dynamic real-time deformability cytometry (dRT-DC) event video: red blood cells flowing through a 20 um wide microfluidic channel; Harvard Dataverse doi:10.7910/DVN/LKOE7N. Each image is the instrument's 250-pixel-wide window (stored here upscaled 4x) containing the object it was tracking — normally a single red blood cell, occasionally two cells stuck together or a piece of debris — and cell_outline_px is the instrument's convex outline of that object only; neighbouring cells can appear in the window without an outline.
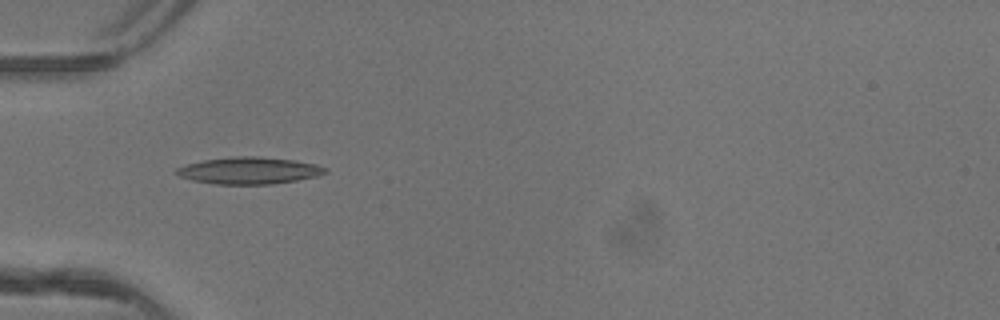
{"species": "common noctule bat (a hibernating species)", "species_latin": "Nyctalus noctula", "temperature_condition": "warm", "stored_images_in_passage": 35, "camera_frame_rate_fps": 3000, "um_per_image_px": 0.085, "animal": {"sex": "female"}, "frame": {"image": 1, "passage_image": 2, "time_ms": 0.333, "image_size_px": [1000, 320], "cell_outline_px": [[328, 172], [316, 176], [296, 180], [272, 184], [216, 184], [192, 180], [180, 176], [176, 172], [176, 168], [188, 164], [204, 160], [236, 156], [256, 156], [292, 160], [316, 164], [328, 168]], "centroid_in_image_um": [21.2, 14.5], "position_along_channel_um": 63.8, "area_um2": 23.06}}
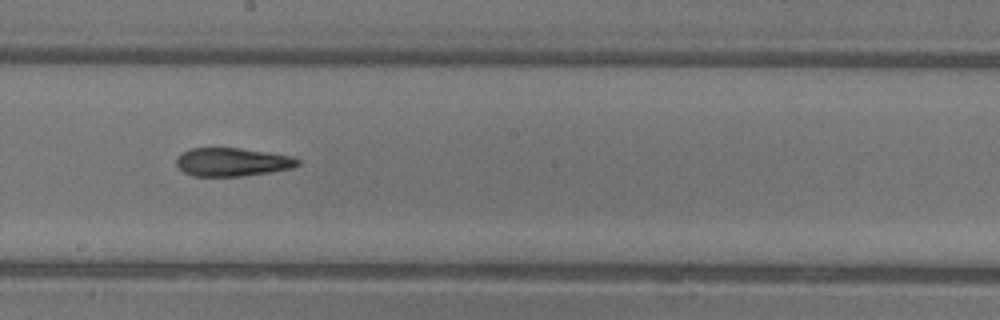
{"frame": {"image": 2, "passage_image": 14, "time_ms": 4.333, "image_size_px": [1000, 320], "cell_outline_px": [[300, 164], [292, 168], [268, 172], [240, 176], [192, 176], [184, 172], [176, 164], [176, 156], [180, 152], [188, 148], [240, 148], [292, 156], [300, 160]], "centroid_in_image_um": [19.7, 13.76], "position_along_channel_um": 228.5, "area_um2": 20.11}}
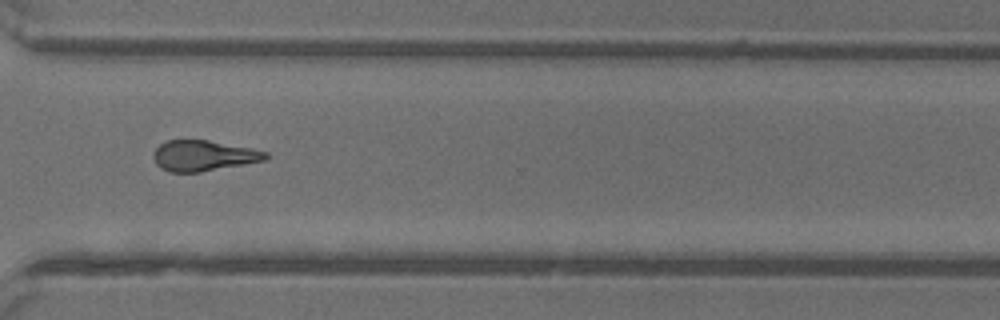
{"frame": {"image": 3, "passage_image": 23, "time_ms": 7.333, "image_size_px": [1000, 320], "cell_outline_px": [[268, 156], [264, 160], [244, 164], [200, 172], [168, 172], [160, 168], [156, 164], [152, 156], [156, 148], [160, 144], [168, 140], [208, 140], [252, 148], [268, 152]], "centroid_in_image_um": [17.27, 13.23], "position_along_channel_um": 353.3, "area_um2": 20.0}, "authors_computed_cell_mechanics": {"area_um2": 20.23, "velocity_mm_per_s": 4.1703, "shape_relaxation_time_tau1_ms": 4.4532, "shape_relaxation_time_tau2_ms": 4.1524, "deformation_change_tau1": 0.1668, "deformation_change_tau2": 0.1632}}